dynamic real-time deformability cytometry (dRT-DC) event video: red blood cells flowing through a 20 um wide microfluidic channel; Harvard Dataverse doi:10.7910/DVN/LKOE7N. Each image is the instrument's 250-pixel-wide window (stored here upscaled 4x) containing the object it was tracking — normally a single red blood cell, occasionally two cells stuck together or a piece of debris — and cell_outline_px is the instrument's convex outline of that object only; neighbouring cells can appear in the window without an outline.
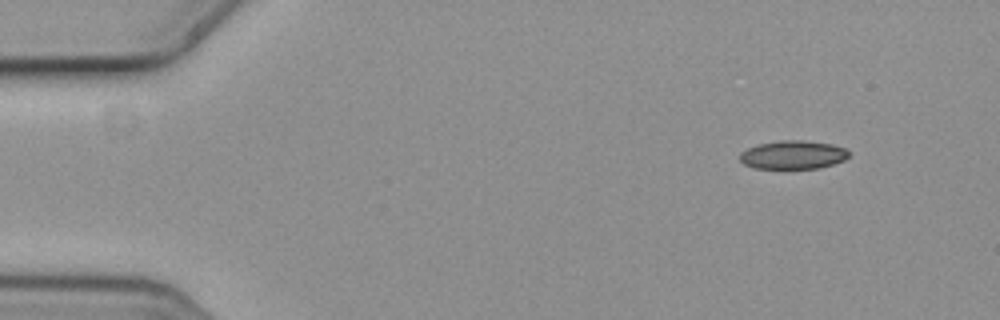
{"species": "common noctule bat (a hibernating species)", "species_latin": "Nyctalus noctula", "temperature_condition": "cold", "stored_images_in_passage": 5, "camera_frame_rate_fps": 3000, "um_per_image_px": 0.085, "animal": {"sex": "female", "body_mass_g": 19.3, "forearm_length_mm": 54.1}, "frame": {"image": 1, "passage_image": 1, "time_ms": 0.0, "image_size_px": [1000, 320], "cell_outline_px": [[848, 156], [844, 160], [820, 168], [756, 168], [744, 164], [740, 160], [740, 152], [748, 148], [760, 144], [780, 140], [804, 140], [832, 144], [844, 148], [848, 152]], "centroid_in_image_um": [67.4, 13.15], "position_along_channel_um": 17.6, "area_um2": 17.92}}
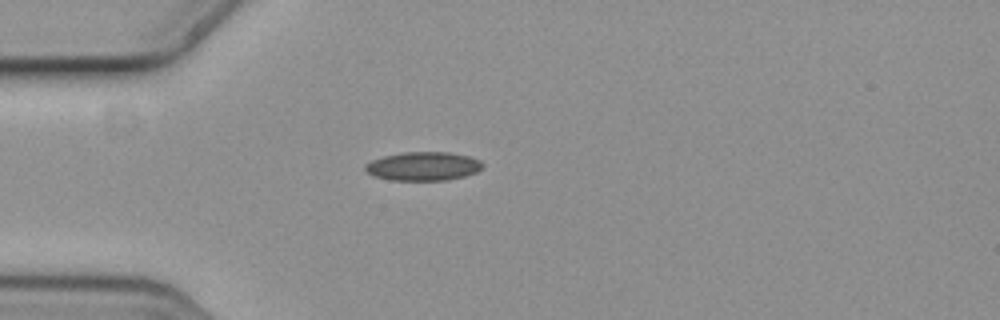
{"frame": {"image": 2, "passage_image": 4, "time_ms": 1.0, "image_size_px": [1000, 320], "cell_outline_px": [[484, 164], [476, 172], [464, 176], [444, 180], [392, 180], [372, 176], [364, 168], [364, 164], [372, 160], [384, 156], [400, 152], [448, 152], [468, 156], [480, 160]], "centroid_in_image_um": [35.94, 14.12], "position_along_channel_um": 49.1, "area_um2": 19.59}}